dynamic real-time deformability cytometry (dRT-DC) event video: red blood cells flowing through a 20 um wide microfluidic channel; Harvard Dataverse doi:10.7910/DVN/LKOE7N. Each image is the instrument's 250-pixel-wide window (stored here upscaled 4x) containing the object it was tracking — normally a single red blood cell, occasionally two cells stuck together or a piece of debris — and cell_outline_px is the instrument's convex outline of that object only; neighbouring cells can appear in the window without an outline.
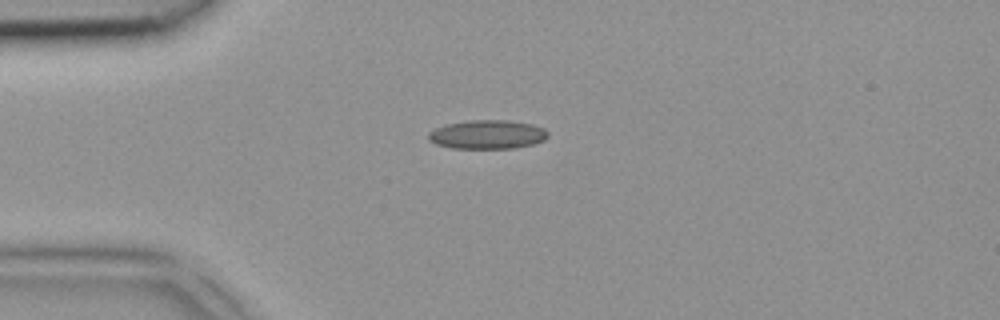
{"species": "common noctule bat (a hibernating species)", "species_latin": "Nyctalus noctula", "temperature_condition": "room temperature", "stored_images_in_passage": 4, "camera_frame_rate_fps": 3000, "um_per_image_px": 0.085, "animal": {"sex": "female", "body_mass_g": 18.4}, "frame": {"image": 1, "passage_image": 4, "time_ms": 1.0, "image_size_px": [1000, 320], "cell_outline_px": [[548, 136], [544, 140], [532, 144], [516, 148], [452, 148], [436, 144], [428, 140], [428, 132], [436, 128], [448, 124], [468, 120], [508, 120], [532, 124], [544, 128], [548, 132]], "centroid_in_image_um": [41.43, 11.43], "position_along_channel_um": 43.6, "area_um2": 20.11}}